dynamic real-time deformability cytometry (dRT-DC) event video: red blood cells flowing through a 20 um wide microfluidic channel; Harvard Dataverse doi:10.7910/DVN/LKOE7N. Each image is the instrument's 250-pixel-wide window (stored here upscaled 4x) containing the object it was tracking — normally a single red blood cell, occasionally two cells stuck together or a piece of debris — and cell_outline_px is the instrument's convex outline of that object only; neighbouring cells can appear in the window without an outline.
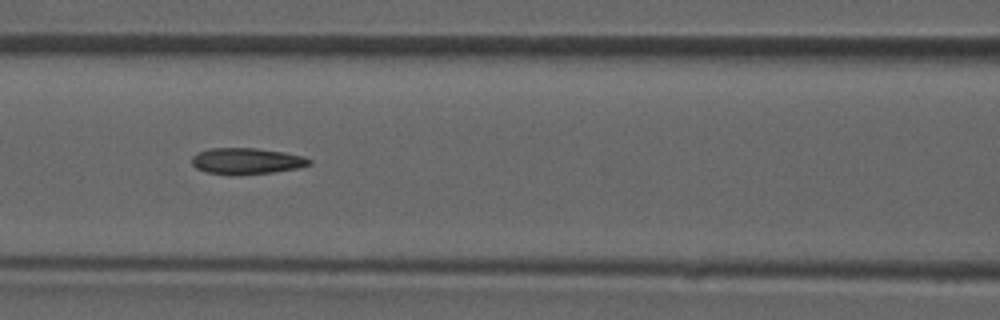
{"species": "common noctule bat (a hibernating species)", "species_latin": "Nyctalus noctula", "temperature_condition": "room temperature", "stored_images_in_passage": 39, "camera_frame_rate_fps": 3000, "um_per_image_px": 0.085, "animal": {"sex": "male", "forearm_length_mm": 52.5}, "frame": {"image": 1, "passage_image": 17, "time_ms": 5.333, "image_size_px": [1000, 320], "cell_outline_px": [[312, 164], [300, 168], [272, 172], [232, 176], [208, 172], [196, 168], [192, 164], [192, 156], [208, 148], [256, 148], [284, 152], [304, 156], [312, 160]], "centroid_in_image_um": [20.99, 13.7], "position_along_channel_um": 145.6, "area_um2": 18.15}}